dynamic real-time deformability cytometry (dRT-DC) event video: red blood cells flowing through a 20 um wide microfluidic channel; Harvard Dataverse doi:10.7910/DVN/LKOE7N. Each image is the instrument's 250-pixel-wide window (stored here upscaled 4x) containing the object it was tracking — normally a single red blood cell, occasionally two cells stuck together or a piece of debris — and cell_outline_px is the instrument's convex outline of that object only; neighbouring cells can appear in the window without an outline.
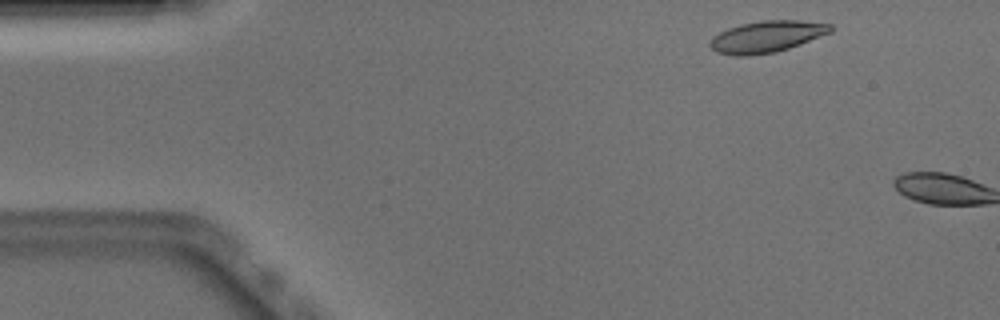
{"species": "Egyptian fruit bat (a non-hibernating species)", "species_latin": "Rousettus aegyptiacus", "temperature_condition": "warm", "stored_images_in_passage": 3, "camera_frame_rate_fps": 3000, "um_per_image_px": 0.085, "animal": {"sex": "male"}, "frame": {"image": 1, "passage_image": 1, "time_ms": 0.0, "image_size_px": [1000, 320], "cell_outline_px": [[832, 32], [800, 44], [776, 52], [744, 56], [736, 56], [716, 52], [708, 44], [712, 36], [728, 28], [740, 24], [764, 20], [800, 20], [832, 24]], "centroid_in_image_um": [65.16, 3.11], "position_along_channel_um": 19.8, "area_um2": 22.2}}